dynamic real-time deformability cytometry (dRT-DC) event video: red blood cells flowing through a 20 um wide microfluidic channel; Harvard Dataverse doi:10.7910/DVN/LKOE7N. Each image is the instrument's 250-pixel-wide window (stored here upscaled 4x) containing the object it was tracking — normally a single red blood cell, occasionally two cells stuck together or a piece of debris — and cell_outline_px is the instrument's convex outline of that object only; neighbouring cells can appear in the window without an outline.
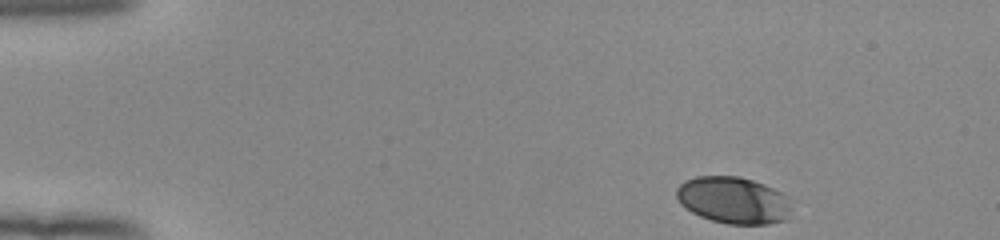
{"species": "human", "species_latin": "Homo sapiens", "temperature_condition": "room temperature", "stored_images_in_passage": 47, "camera_frame_rate_fps": 3000, "um_per_image_px": 0.085, "donor": {"sex": "female"}, "frame": {"image": 1, "passage_image": 1, "time_ms": 0.0, "image_size_px": [1000, 240], "cell_outline_px": [[796, 200], [788, 220], [768, 224], [728, 224], [712, 220], [700, 216], [692, 212], [680, 204], [676, 196], [676, 188], [684, 180], [696, 176], [740, 176], [764, 184]], "centroid_in_image_um": [62.41, 17.02], "position_along_channel_um": 22.6, "area_um2": 32.08}}
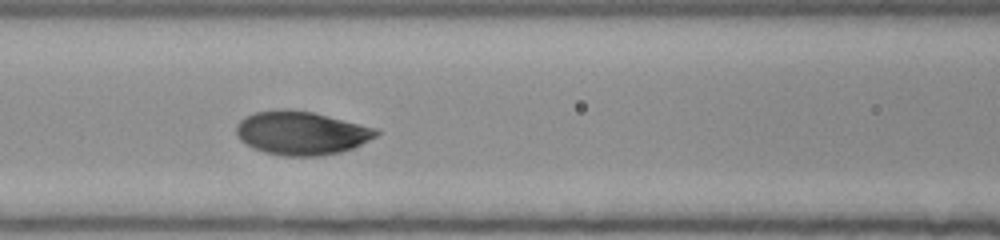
{"frame": {"image": 2, "passage_image": 18, "time_ms": 5.667, "image_size_px": [1000, 240], "cell_outline_px": [[380, 132], [376, 136], [352, 148], [340, 152], [320, 156], [284, 156], [264, 152], [252, 148], [244, 144], [236, 136], [236, 124], [244, 116], [256, 112], [284, 108], [288, 108], [312, 112], [380, 128]], "centroid_in_image_um": [25.59, 11.3], "position_along_channel_um": 141.0, "area_um2": 35.89}}
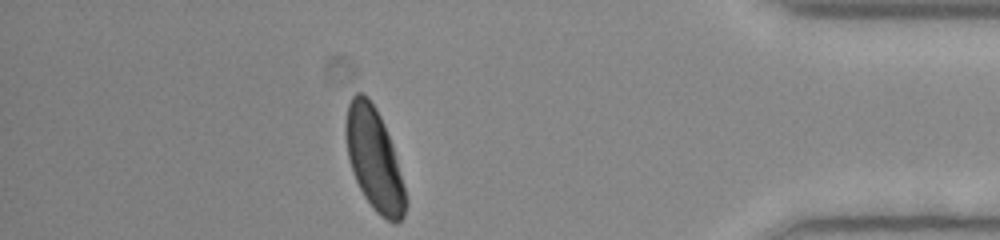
{"frame": {"image": 3, "passage_image": 41, "time_ms": 13.333, "image_size_px": [1000, 240], "cell_outline_px": [[408, 204], [404, 216], [396, 224], [392, 224], [380, 216], [372, 208], [364, 196], [352, 172], [348, 156], [344, 132], [344, 124], [348, 104], [352, 96], [356, 92], [364, 92], [368, 96], [376, 108], [384, 124], [392, 144], [408, 200]], "centroid_in_image_um": [31.8, 13.55], "position_along_channel_um": 403.4, "area_um2": 35.95}, "authors_computed_cell_mechanics": {"area_um2": 35.2002, "velocity_mm_per_s": 3.8869, "shape_relaxation_time_tau1_ms": 2.3561, "shape_relaxation_time_tau2_ms": null, "deformation_change_tau1": 0.1145, "deformation_change_tau2": null}}